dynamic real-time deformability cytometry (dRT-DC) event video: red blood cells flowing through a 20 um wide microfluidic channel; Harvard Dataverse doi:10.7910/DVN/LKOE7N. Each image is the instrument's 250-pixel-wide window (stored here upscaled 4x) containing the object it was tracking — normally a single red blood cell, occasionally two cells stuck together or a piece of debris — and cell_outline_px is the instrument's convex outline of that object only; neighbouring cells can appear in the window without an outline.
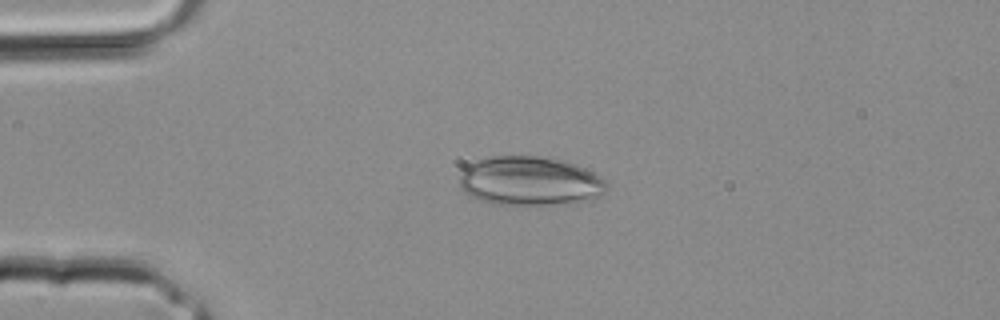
{"species": "common noctule bat (a hibernating species)", "species_latin": "Nyctalus noctula", "temperature_condition": "room temperature", "stored_images_in_passage": 1, "camera_frame_rate_fps": 3000, "um_per_image_px": 0.085, "animal": {"sex": "male", "body_mass_g": 20.4}, "frame": {"image": 1, "passage_image": 1, "time_ms": 0.0, "image_size_px": [1000, 320], "cell_outline_px": [[608, 188], [600, 196], [592, 200], [576, 204], [536, 208], [516, 208], [492, 204], [480, 200], [464, 192], [460, 188], [460, 172], [464, 164], [476, 160], [492, 156], [540, 156], [564, 160], [576, 164], [600, 176], [608, 184]], "centroid_in_image_um": [45.05, 15.46], "position_along_channel_um": 40.0, "area_um2": 44.27}}